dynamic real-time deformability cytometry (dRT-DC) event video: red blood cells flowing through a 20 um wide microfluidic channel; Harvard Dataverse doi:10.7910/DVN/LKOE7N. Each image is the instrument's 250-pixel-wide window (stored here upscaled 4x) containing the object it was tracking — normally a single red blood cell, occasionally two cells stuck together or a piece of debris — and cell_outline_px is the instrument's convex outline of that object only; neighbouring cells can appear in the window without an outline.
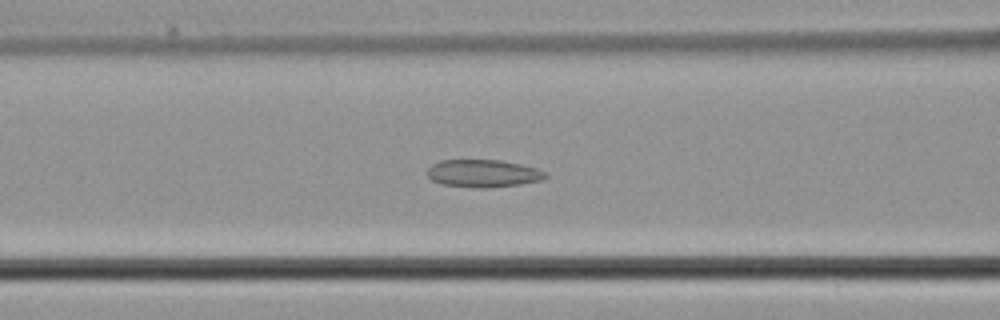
{"species": "common noctule bat (a hibernating species)", "species_latin": "Nyctalus noctula", "temperature_condition": "cold", "stored_images_in_passage": 50, "camera_frame_rate_fps": 3000, "um_per_image_px": 0.085, "animal": {"sex": "male", "body_mass_g": 21.5, "forearm_length_mm": 52.0}, "frame": {"image": 1, "passage_image": 21, "time_ms": 6.667, "image_size_px": [1000, 320], "cell_outline_px": [[548, 176], [540, 180], [520, 184], [492, 188], [476, 188], [440, 184], [432, 180], [428, 176], [428, 168], [432, 164], [440, 160], [500, 160], [520, 164], [536, 168], [544, 172]], "centroid_in_image_um": [41.04, 14.74], "position_along_channel_um": 125.6, "area_um2": 19.02}}
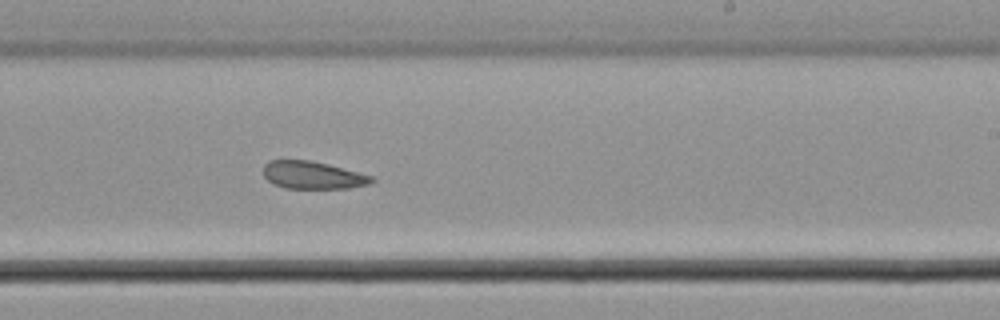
{"frame": {"image": 2, "passage_image": 31, "time_ms": 10.0, "image_size_px": [1000, 320], "cell_outline_px": [[376, 180], [372, 184], [348, 188], [284, 188], [272, 184], [264, 176], [264, 164], [268, 160], [312, 160], [328, 164], [372, 176]], "centroid_in_image_um": [26.58, 14.89], "position_along_channel_um": 262.4, "area_um2": 17.51}}
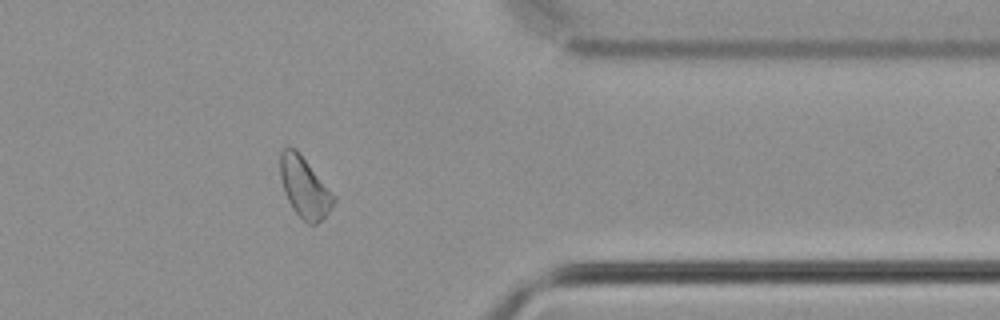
{"frame": {"image": 3, "passage_image": 41, "time_ms": 13.333, "image_size_px": [1000, 320], "cell_outline_px": [[336, 200], [328, 212], [316, 224], [308, 224], [292, 208], [284, 192], [280, 176], [280, 152], [284, 148], [296, 148], [300, 152], [336, 196]], "centroid_in_image_um": [25.89, 15.89], "position_along_channel_um": 385.5, "area_um2": 18.84}}